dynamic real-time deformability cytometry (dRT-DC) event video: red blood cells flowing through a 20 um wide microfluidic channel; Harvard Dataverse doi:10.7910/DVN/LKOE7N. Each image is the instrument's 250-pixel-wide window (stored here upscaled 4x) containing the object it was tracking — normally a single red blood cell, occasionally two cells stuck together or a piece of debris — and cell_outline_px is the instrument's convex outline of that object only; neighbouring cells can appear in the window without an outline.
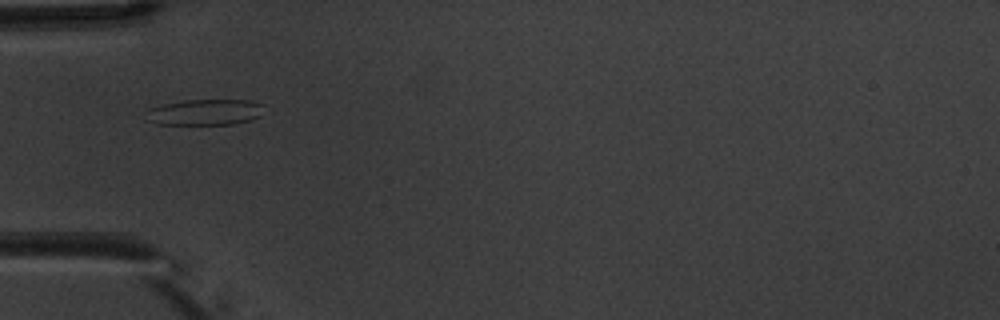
{"species": "common noctule bat (a hibernating species)", "species_latin": "Nyctalus noctula", "temperature_condition": "warm", "stored_images_in_passage": 5, "camera_frame_rate_fps": 3000, "um_per_image_px": 0.085, "animal": {"sex": "male", "body_mass_g": 20.1, "forearm_length_mm": 53.5}, "frame": {"image": 1, "passage_image": 3, "time_ms": 2.333, "image_size_px": [1000, 320], "cell_outline_px": [[260, 116], [252, 120], [232, 124], [156, 124], [148, 120], [144, 112], [148, 108], [160, 104], [184, 100], [248, 100], [260, 104]], "centroid_in_image_um": [17.32, 9.53], "position_along_channel_um": 67.7, "area_um2": 17.8}}
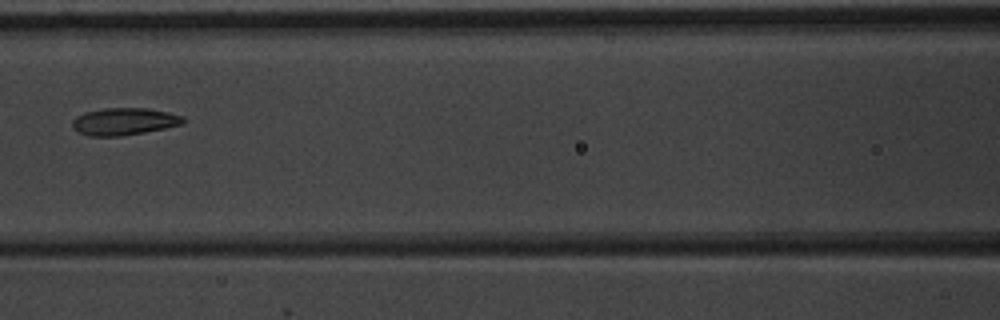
{"frame": {"image": 2, "passage_image": 5, "time_ms": 4.667, "image_size_px": [1000, 320], "cell_outline_px": [[184, 124], [144, 132], [120, 136], [88, 136], [76, 132], [72, 128], [72, 120], [76, 116], [84, 112], [104, 108], [148, 108], [168, 112], [184, 116]], "centroid_in_image_um": [10.51, 10.32], "position_along_channel_um": 156.1, "area_um2": 17.74}}